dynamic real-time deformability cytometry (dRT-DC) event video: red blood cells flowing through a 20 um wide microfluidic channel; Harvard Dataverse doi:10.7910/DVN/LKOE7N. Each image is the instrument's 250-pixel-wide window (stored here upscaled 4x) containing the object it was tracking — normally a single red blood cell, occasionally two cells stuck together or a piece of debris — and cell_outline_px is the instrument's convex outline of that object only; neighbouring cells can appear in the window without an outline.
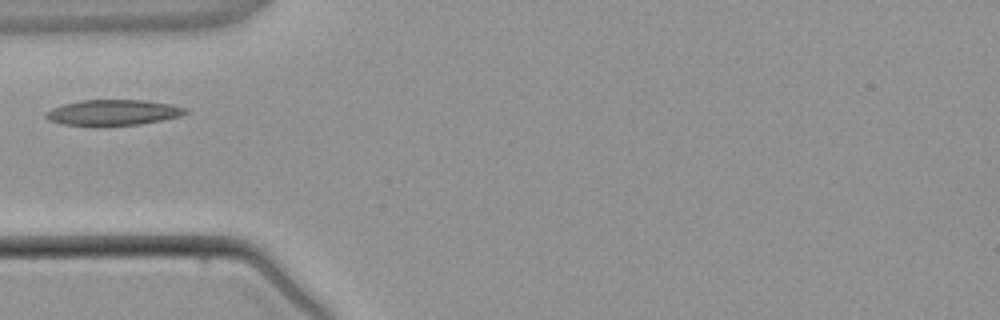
{"species": "common noctule bat (a hibernating species)", "species_latin": "Nyctalus noctula", "temperature_condition": "warm", "stored_images_in_passage": 3, "camera_frame_rate_fps": 3000, "um_per_image_px": 0.085, "animal": {"sex": "male", "body_mass_g": 21.5, "forearm_length_mm": 52.0}, "frame": {"image": 1, "passage_image": 3, "time_ms": 2.333, "image_size_px": [1000, 320], "cell_outline_px": [[188, 112], [180, 116], [164, 120], [140, 124], [100, 128], [96, 128], [60, 124], [48, 120], [44, 116], [44, 112], [52, 108], [64, 104], [80, 100], [144, 100], [172, 104], [188, 108]], "centroid_in_image_um": [9.58, 9.6], "position_along_channel_um": 75.4, "area_um2": 21.79}}